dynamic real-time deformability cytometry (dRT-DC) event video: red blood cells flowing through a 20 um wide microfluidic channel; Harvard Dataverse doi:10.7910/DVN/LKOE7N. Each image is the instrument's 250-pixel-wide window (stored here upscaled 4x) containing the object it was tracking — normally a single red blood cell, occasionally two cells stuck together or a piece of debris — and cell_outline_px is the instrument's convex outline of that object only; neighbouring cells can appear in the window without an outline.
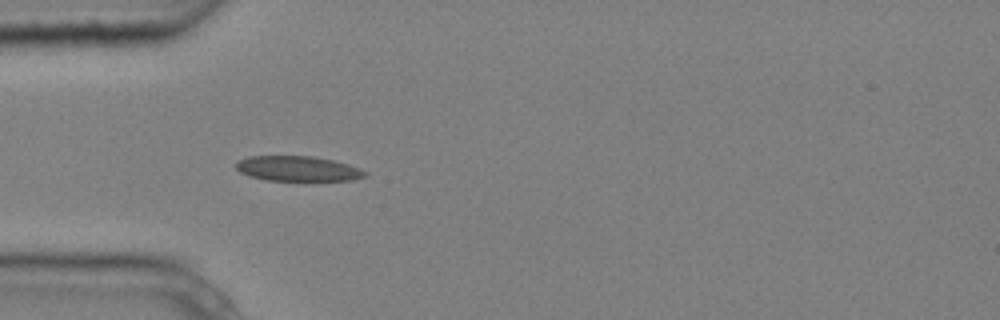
{"species": "common noctule bat (a hibernating species)", "species_latin": "Nyctalus noctula", "temperature_condition": "cold", "stored_images_in_passage": 6, "camera_frame_rate_fps": 3000, "um_per_image_px": 0.085, "animal": {"sex": "male", "body_mass_g": 20.4}, "frame": {"image": 1, "passage_image": 5, "time_ms": 1.333, "image_size_px": [1000, 320], "cell_outline_px": [[368, 172], [364, 176], [352, 180], [264, 180], [248, 176], [240, 172], [236, 168], [236, 160], [248, 156], [312, 156], [332, 160], [348, 164], [360, 168]], "centroid_in_image_um": [25.26, 14.33], "position_along_channel_um": 59.7, "area_um2": 18.84}}
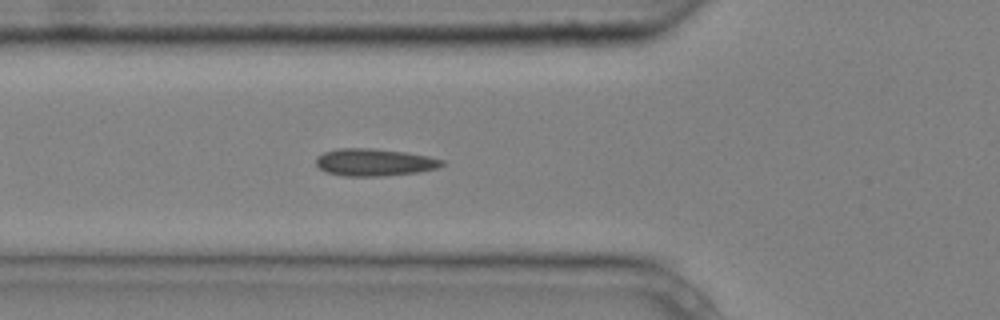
{"frame": {"image": 2, "passage_image": 6, "time_ms": 1.667, "image_size_px": [1000, 320], "cell_outline_px": [[444, 164], [440, 168], [416, 172], [380, 176], [344, 176], [324, 172], [316, 164], [316, 156], [324, 152], [336, 148], [372, 148], [404, 152], [428, 156], [444, 160]], "centroid_in_image_um": [31.79, 13.79], "position_along_channel_um": 94.0, "area_um2": 20.11}}